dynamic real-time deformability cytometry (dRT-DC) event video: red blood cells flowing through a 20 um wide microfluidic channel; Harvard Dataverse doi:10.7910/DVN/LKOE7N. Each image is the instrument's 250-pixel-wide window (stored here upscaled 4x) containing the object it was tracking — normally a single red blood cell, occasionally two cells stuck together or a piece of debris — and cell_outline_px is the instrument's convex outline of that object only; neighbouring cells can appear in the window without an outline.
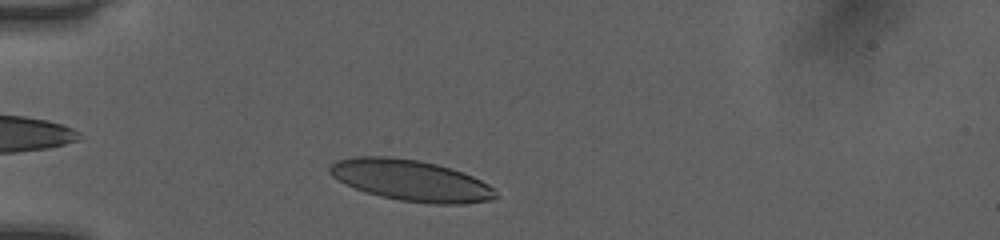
{"species": "human", "species_latin": "Homo sapiens", "temperature_condition": "room temperature", "stored_images_in_passage": 34, "camera_frame_rate_fps": 3000, "um_per_image_px": 0.085, "donor": {"sex": "female"}, "frame": {"image": 1, "passage_image": 3, "time_ms": 0.667, "image_size_px": [1000, 240], "cell_outline_px": [[500, 196], [496, 200], [464, 204], [432, 204], [400, 200], [380, 196], [356, 188], [332, 176], [328, 172], [328, 168], [336, 160], [356, 156], [384, 156], [420, 160], [452, 168], [464, 172], [488, 184]], "centroid_in_image_um": [34.98, 15.34], "position_along_channel_um": 50.0, "area_um2": 39.82}}
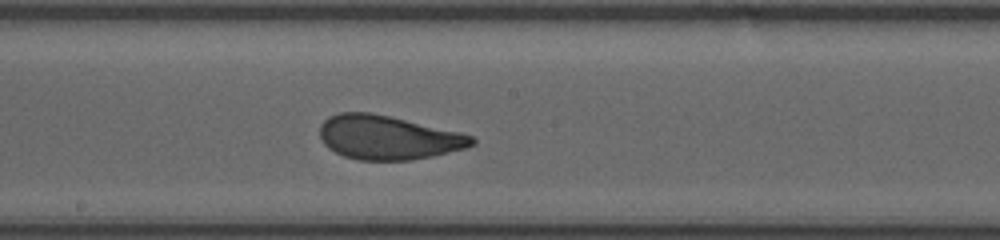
{"frame": {"image": 2, "passage_image": 17, "time_ms": 5.333, "image_size_px": [1000, 240], "cell_outline_px": [[476, 144], [468, 148], [432, 156], [412, 160], [360, 160], [344, 156], [328, 148], [320, 140], [320, 124], [328, 116], [340, 112], [368, 112], [388, 116], [460, 132], [472, 136], [476, 140]], "centroid_in_image_um": [32.97, 11.69], "position_along_channel_um": 215.2, "area_um2": 39.02}}
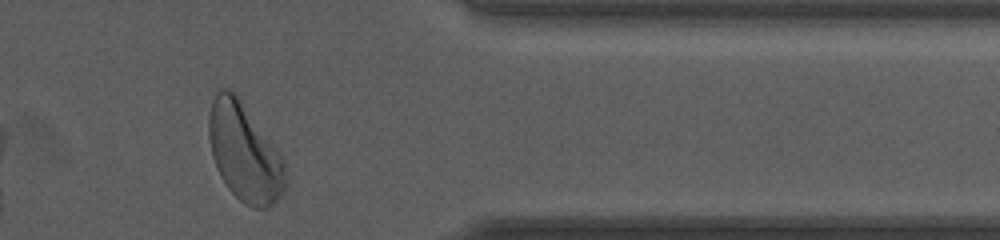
{"frame": {"image": 3, "passage_image": 31, "time_ms": 10.0, "image_size_px": [1000, 240], "cell_outline_px": [[284, 192], [268, 208], [252, 208], [244, 204], [228, 188], [220, 176], [216, 168], [212, 156], [208, 136], [208, 116], [212, 100], [216, 92], [220, 88], [224, 88], [232, 92], [240, 100], [280, 152], [284, 160]], "centroid_in_image_um": [20.75, 12.97], "position_along_channel_um": 390.7, "area_um2": 43.41}, "authors_computed_cell_mechanics": {"area_um2": 39.015, "velocity_mm_per_s": 4.0449, "shape_relaxation_time_tau1_ms": 3.5913, "shape_relaxation_time_tau2_ms": 0.6663, "deformation_change_tau1": 0.1437, "deformation_change_tau2": 0.0776}}